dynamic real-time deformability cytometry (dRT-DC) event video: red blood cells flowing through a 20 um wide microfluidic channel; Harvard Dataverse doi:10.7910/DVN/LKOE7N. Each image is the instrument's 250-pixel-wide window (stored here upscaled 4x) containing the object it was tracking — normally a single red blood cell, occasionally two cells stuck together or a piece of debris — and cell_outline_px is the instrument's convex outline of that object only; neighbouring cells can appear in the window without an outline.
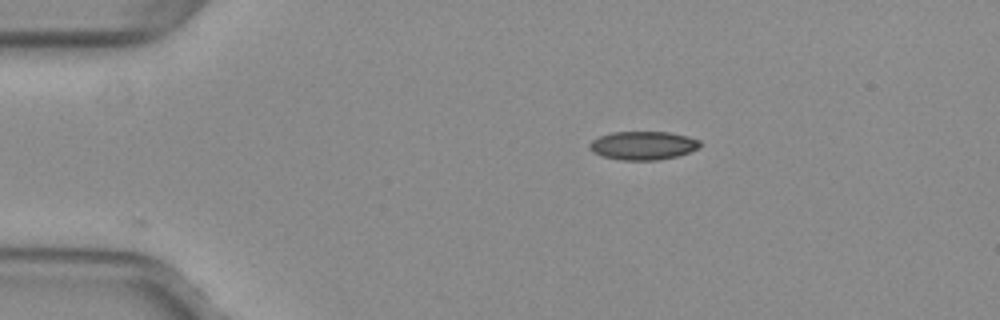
{"species": "common noctule bat (a hibernating species)", "species_latin": "Nyctalus noctula", "temperature_condition": "warm", "stored_images_in_passage": 43, "camera_frame_rate_fps": 3000, "um_per_image_px": 0.085, "animal": {"sex": "female", "body_mass_g": 29.2, "forearm_length_mm": 56.3}, "frame": {"image": 1, "passage_image": 1, "time_ms": 0.0, "image_size_px": [1000, 320], "cell_outline_px": [[700, 144], [696, 148], [688, 152], [676, 156], [656, 160], [624, 160], [604, 156], [592, 152], [588, 144], [592, 140], [600, 136], [612, 132], [668, 132], [688, 136], [700, 140]], "centroid_in_image_um": [54.64, 12.36], "position_along_channel_um": 30.4, "area_um2": 18.09}}
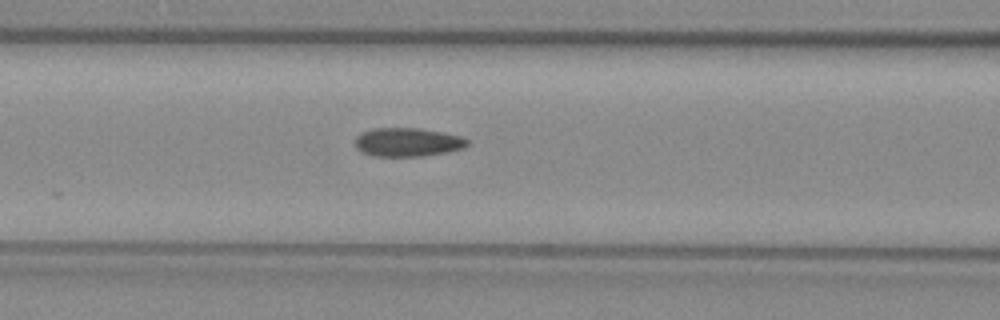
{"frame": {"image": 2, "passage_image": 13, "time_ms": 4.0, "image_size_px": [1000, 320], "cell_outline_px": [[468, 144], [464, 148], [448, 152], [424, 156], [372, 156], [356, 148], [356, 136], [372, 128], [420, 128], [460, 136], [468, 140]], "centroid_in_image_um": [34.66, 12.09], "position_along_channel_um": 131.9, "area_um2": 18.67}}
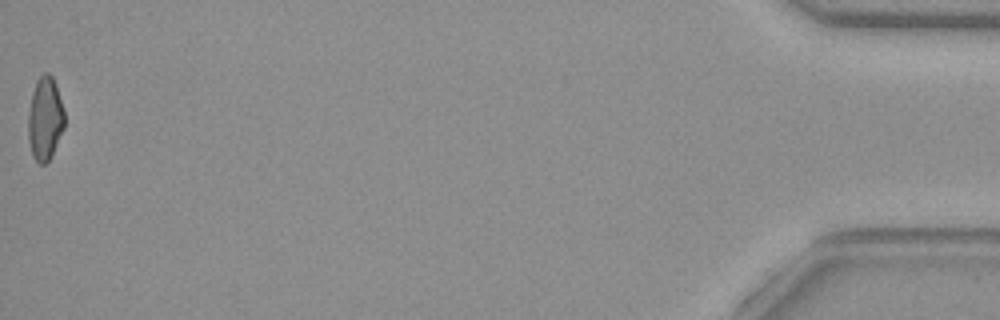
{"frame": {"image": 3, "passage_image": 43, "time_ms": 14.0, "image_size_px": [1000, 320], "cell_outline_px": [[64, 128], [48, 160], [44, 164], [40, 164], [32, 156], [28, 140], [28, 112], [32, 92], [36, 80], [44, 72], [48, 72], [52, 76], [56, 84], [64, 108]], "centroid_in_image_um": [3.82, 10.04], "position_along_channel_um": 431.4, "area_um2": 17.69}}